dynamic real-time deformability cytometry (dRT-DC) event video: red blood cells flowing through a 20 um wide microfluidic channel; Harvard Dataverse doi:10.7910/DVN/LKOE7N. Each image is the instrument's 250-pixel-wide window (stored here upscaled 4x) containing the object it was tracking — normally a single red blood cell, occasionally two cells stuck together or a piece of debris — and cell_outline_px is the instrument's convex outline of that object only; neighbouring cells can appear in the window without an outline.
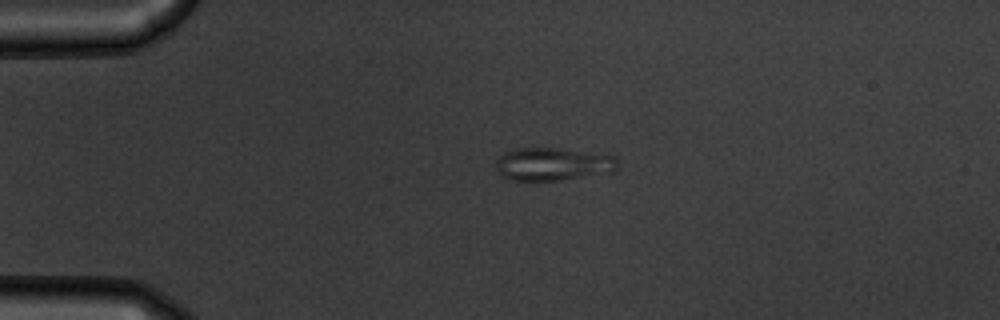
{"species": "common noctule bat (a hibernating species)", "species_latin": "Nyctalus noctula", "temperature_condition": "warm", "stored_images_in_passage": 43, "camera_frame_rate_fps": 3000, "um_per_image_px": 0.085, "animal": {"sex": "male", "body_mass_g": 19.5, "forearm_length_mm": 54.6}, "frame": {"image": 1, "passage_image": 1, "time_ms": 0.0, "image_size_px": [1000, 320], "cell_outline_px": [[616, 168], [612, 172], [556, 180], [512, 180], [500, 176], [496, 168], [496, 160], [504, 152], [516, 148], [556, 148], [616, 156]], "centroid_in_image_um": [46.93, 13.94], "position_along_channel_um": 38.1, "area_um2": 23.06}}
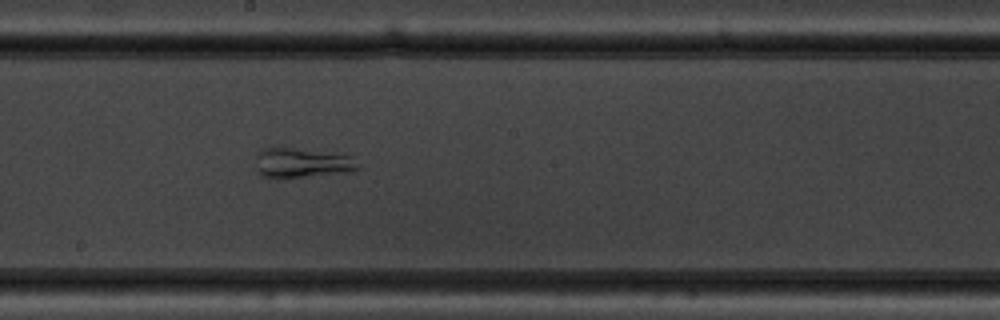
{"frame": {"image": 2, "passage_image": 19, "time_ms": 6.0, "image_size_px": [1000, 320], "cell_outline_px": [[360, 168], [352, 172], [308, 176], [260, 176], [256, 168], [256, 152], [260, 148], [292, 148], [352, 156]], "centroid_in_image_um": [25.65, 13.83], "position_along_channel_um": 222.5, "area_um2": 17.34}}
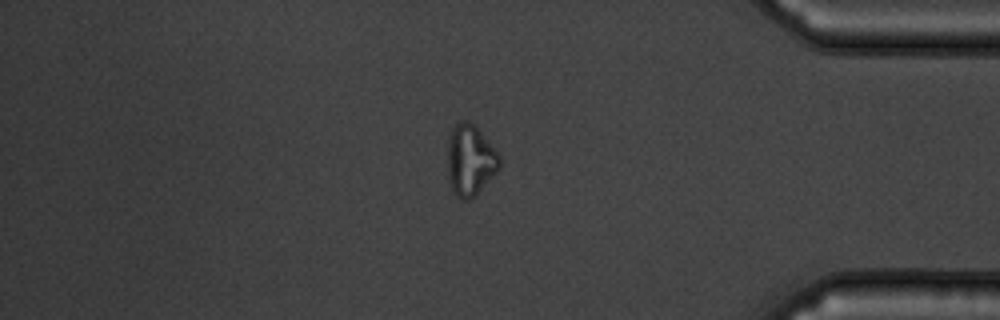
{"frame": {"image": 3, "passage_image": 35, "time_ms": 11.333, "image_size_px": [1000, 320], "cell_outline_px": [[500, 168], [476, 196], [468, 200], [464, 200], [456, 196], [452, 188], [448, 176], [448, 144], [452, 128], [460, 120], [468, 120], [476, 124], [500, 156]], "centroid_in_image_um": [39.98, 13.6], "position_along_channel_um": 395.2, "area_um2": 21.68}}